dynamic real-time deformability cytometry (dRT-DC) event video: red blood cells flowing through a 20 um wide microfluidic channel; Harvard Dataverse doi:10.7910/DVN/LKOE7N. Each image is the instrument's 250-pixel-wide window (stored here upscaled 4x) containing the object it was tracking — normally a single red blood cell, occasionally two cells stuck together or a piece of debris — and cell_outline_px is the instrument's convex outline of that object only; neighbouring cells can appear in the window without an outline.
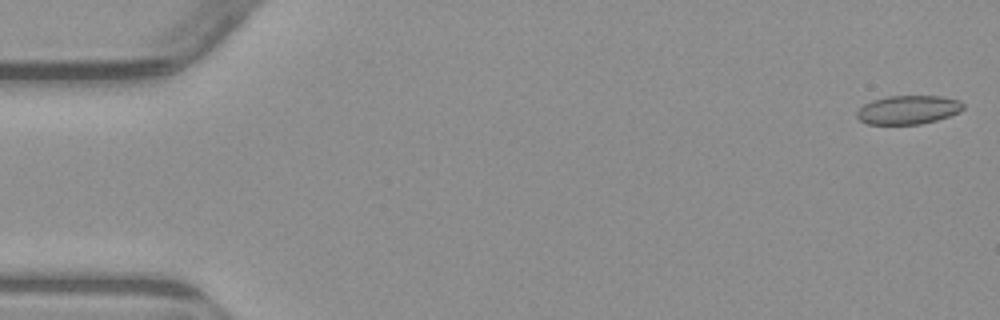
{"species": "common noctule bat (a hibernating species)", "species_latin": "Nyctalus noctula", "temperature_condition": "warm", "stored_images_in_passage": 4, "camera_frame_rate_fps": 3000, "um_per_image_px": 0.085, "animal": {"sex": "male", "body_mass_g": 23.1, "forearm_length_mm": 52.7}, "frame": {"image": 1, "passage_image": 1, "time_ms": 0.0, "image_size_px": [1000, 320], "cell_outline_px": [[964, 108], [960, 112], [936, 120], [920, 124], [868, 124], [860, 120], [856, 116], [856, 112], [864, 104], [872, 100], [888, 96], [944, 96], [960, 100], [964, 104]], "centroid_in_image_um": [77.21, 9.32], "position_along_channel_um": 7.8, "area_um2": 17.86}}
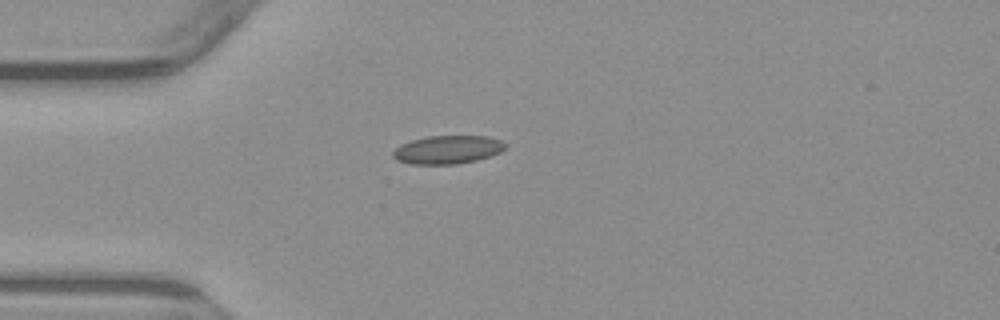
{"frame": {"image": 2, "passage_image": 4, "time_ms": 4.333, "image_size_px": [1000, 320], "cell_outline_px": [[508, 144], [500, 152], [492, 156], [476, 160], [456, 164], [408, 164], [396, 160], [392, 156], [392, 152], [400, 144], [412, 140], [428, 136], [488, 136], [500, 140]], "centroid_in_image_um": [38.04, 12.72], "position_along_channel_um": 47.0, "area_um2": 18.67}}